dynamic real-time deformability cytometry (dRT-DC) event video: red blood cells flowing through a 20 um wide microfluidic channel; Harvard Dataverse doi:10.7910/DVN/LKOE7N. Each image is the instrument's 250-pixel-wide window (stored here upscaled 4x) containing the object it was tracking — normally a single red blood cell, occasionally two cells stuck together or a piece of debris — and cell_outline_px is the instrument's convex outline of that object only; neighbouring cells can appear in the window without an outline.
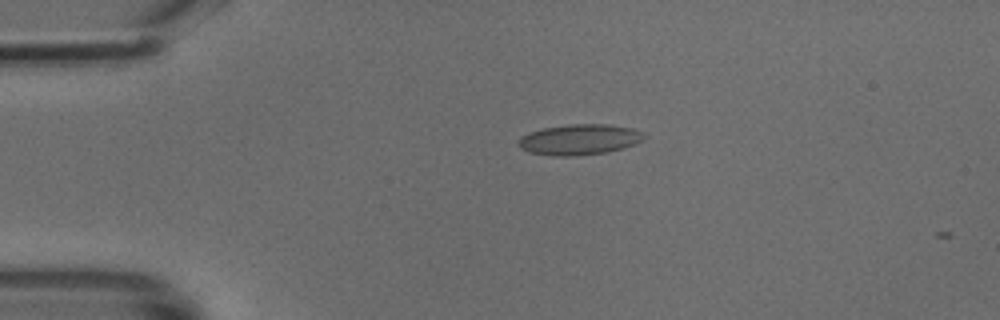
{"species": "common noctule bat (a hibernating species)", "species_latin": "Nyctalus noctula", "temperature_condition": "cold", "stored_images_in_passage": 2, "camera_frame_rate_fps": 3000, "um_per_image_px": 0.085, "animal": {"sex": "male", "body_mass_g": 18.8}, "frame": {"image": 1, "passage_image": 1, "time_ms": 0.0, "image_size_px": [1000, 320], "cell_outline_px": [[644, 140], [636, 144], [624, 148], [608, 152], [576, 156], [552, 156], [528, 152], [520, 148], [516, 144], [520, 136], [544, 128], [568, 124], [608, 124], [632, 128], [644, 132]], "centroid_in_image_um": [49.26, 11.87], "position_along_channel_um": 35.7, "area_um2": 22.72}}